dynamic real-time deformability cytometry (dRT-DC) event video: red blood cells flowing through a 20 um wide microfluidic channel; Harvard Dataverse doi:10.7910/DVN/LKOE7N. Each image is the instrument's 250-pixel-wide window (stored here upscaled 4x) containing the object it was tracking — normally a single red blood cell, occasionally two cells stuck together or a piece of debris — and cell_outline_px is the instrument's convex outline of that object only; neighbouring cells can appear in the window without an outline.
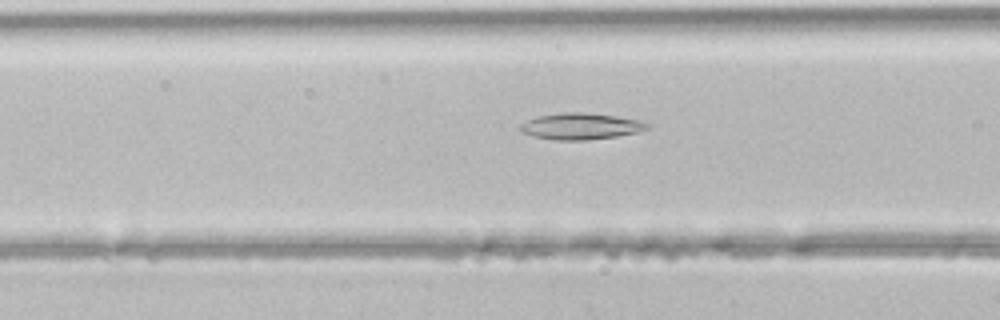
{"species": "common noctule bat (a hibernating species)", "species_latin": "Nyctalus noctula", "temperature_condition": "room temperature", "stored_images_in_passage": 33, "camera_frame_rate_fps": 3000, "um_per_image_px": 0.085, "animal": {"sex": "male", "body_mass_g": 21.5, "forearm_length_mm": 52.0}, "frame": {"image": 1, "passage_image": 7, "time_ms": 2.0, "image_size_px": [1000, 320], "cell_outline_px": [[652, 124], [648, 128], [636, 132], [616, 136], [588, 140], [556, 140], [532, 136], [520, 132], [520, 124], [536, 116], [560, 112], [588, 112], [616, 116], [640, 120]], "centroid_in_image_um": [49.35, 10.72], "position_along_channel_um": 117.3, "area_um2": 19.71}}
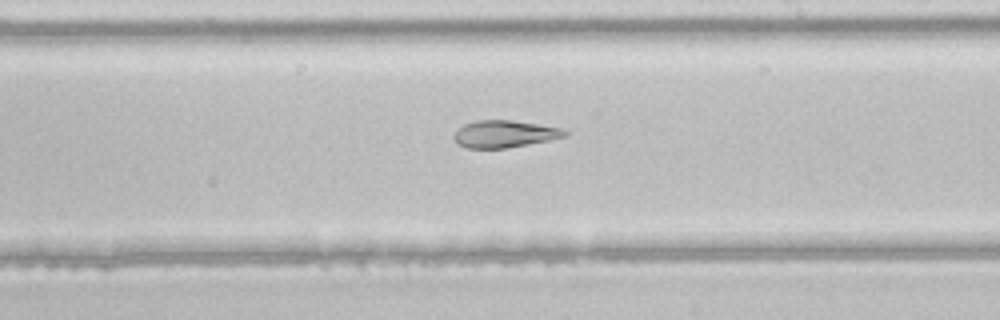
{"frame": {"image": 2, "passage_image": 16, "time_ms": 5.0, "image_size_px": [1000, 320], "cell_outline_px": [[568, 136], [548, 140], [504, 148], [468, 148], [456, 144], [452, 136], [464, 124], [476, 120], [512, 120], [560, 128], [568, 132]], "centroid_in_image_um": [42.84, 11.38], "position_along_channel_um": 246.2, "area_um2": 17.34}}
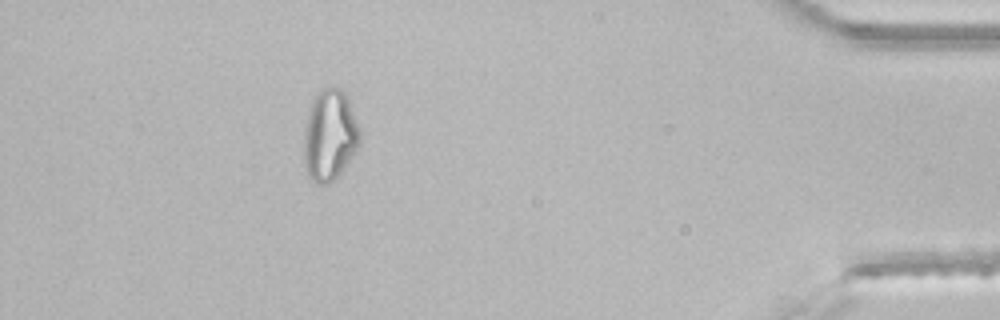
{"frame": {"image": 3, "passage_image": 31, "time_ms": 10.0, "image_size_px": [1000, 320], "cell_outline_px": [[360, 144], [356, 152], [340, 172], [328, 184], [316, 184], [308, 176], [304, 164], [304, 128], [308, 108], [316, 92], [320, 88], [340, 88], [344, 92], [348, 100], [356, 120], [360, 132]], "centroid_in_image_um": [28.0, 11.49], "position_along_channel_um": 407.2, "area_um2": 29.82}}